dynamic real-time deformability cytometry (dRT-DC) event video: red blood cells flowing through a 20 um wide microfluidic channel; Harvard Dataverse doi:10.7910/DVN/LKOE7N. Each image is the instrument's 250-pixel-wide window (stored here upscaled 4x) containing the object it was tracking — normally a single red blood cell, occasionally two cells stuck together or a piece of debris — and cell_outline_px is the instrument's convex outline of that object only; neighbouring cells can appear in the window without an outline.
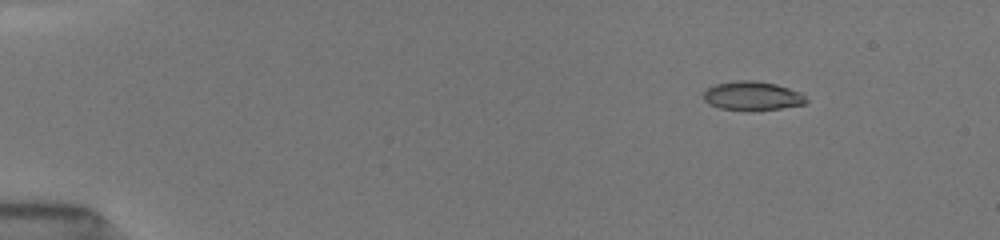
{"species": "common noctule bat (a hibernating species)", "species_latin": "Nyctalus noctula", "temperature_condition": "room temperature", "stored_images_in_passage": 5, "camera_frame_rate_fps": 3000, "um_per_image_px": 0.085, "animal": {"sex": "female", "body_mass_g": 19.5, "forearm_length_mm": 54.1}, "frame": {"image": 1, "passage_image": 2, "time_ms": 1.333, "image_size_px": [1000, 240], "cell_outline_px": [[808, 100], [804, 104], [780, 108], [720, 108], [708, 104], [704, 100], [704, 92], [708, 88], [716, 84], [736, 80], [756, 80], [776, 84], [800, 92]], "centroid_in_image_um": [63.94, 8.1], "position_along_channel_um": 21.1, "area_um2": 16.65}}
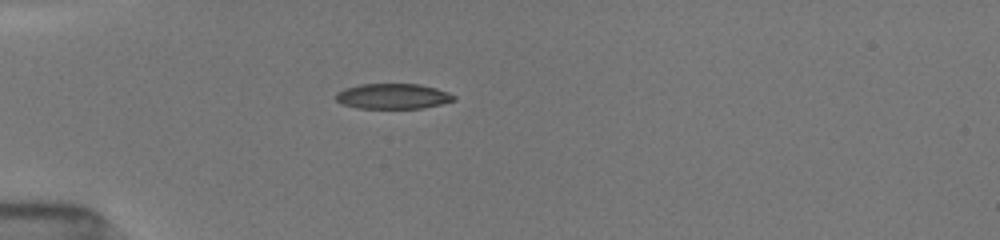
{"frame": {"image": 2, "passage_image": 5, "time_ms": 4.333, "image_size_px": [1000, 240], "cell_outline_px": [[456, 100], [424, 108], [356, 108], [344, 104], [336, 100], [336, 92], [344, 88], [360, 84], [420, 84], [436, 88], [448, 92], [456, 96]], "centroid_in_image_um": [33.41, 8.18], "position_along_channel_um": 51.6, "area_um2": 17.46}}